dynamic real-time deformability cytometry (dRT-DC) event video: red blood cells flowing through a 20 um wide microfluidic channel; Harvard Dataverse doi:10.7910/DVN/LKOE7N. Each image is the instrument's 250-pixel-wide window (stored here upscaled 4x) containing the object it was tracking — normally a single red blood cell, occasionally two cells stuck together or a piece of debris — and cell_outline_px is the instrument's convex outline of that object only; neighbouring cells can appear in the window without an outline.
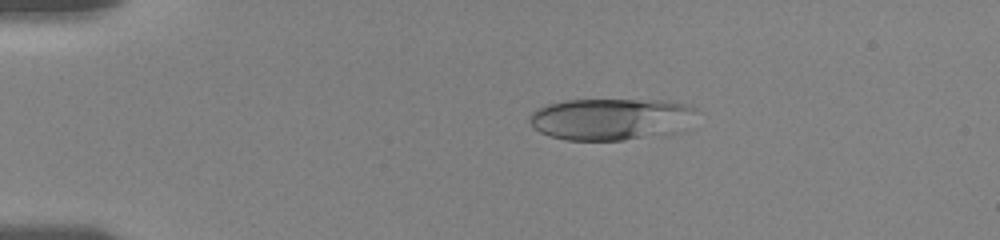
{"species": "human", "species_latin": "Homo sapiens", "temperature_condition": "room temperature", "stored_images_in_passage": 13, "camera_frame_rate_fps": 3000, "um_per_image_px": 0.085, "donor": {"sex": "female"}, "frame": {"image": 1, "passage_image": 6, "time_ms": 3.333, "image_size_px": [1000, 240], "cell_outline_px": [[696, 108], [640, 136], [624, 140], [564, 140], [548, 136], [532, 128], [528, 120], [528, 116], [536, 108], [548, 104], [564, 100], [660, 100], [688, 104]], "centroid_in_image_um": [51.35, 10.06], "position_along_channel_um": 33.7, "area_um2": 37.22}}
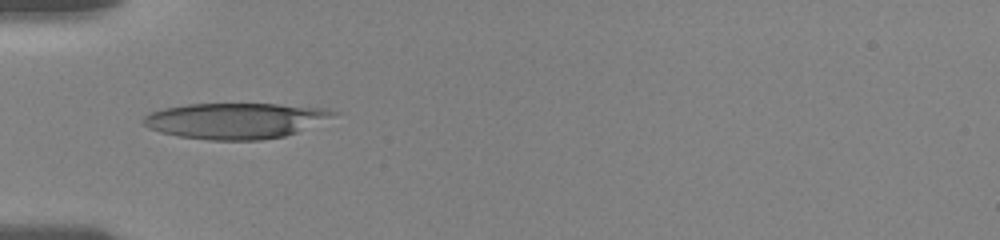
{"frame": {"image": 2, "passage_image": 10, "time_ms": 5.667, "image_size_px": [1000, 240], "cell_outline_px": [[340, 112], [332, 116], [296, 132], [284, 136], [260, 140], [208, 140], [176, 136], [160, 132], [148, 128], [140, 120], [144, 116], [152, 112], [164, 108], [188, 104], [276, 104], [328, 108]], "centroid_in_image_um": [19.95, 10.26], "position_along_channel_um": 65.0, "area_um2": 39.42}}
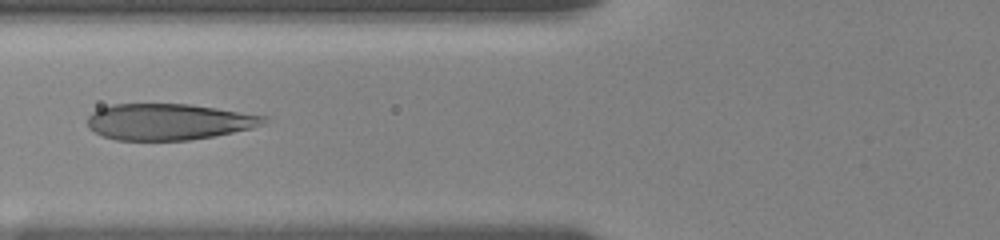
{"frame": {"image": 3, "passage_image": 12, "time_ms": 7.0, "image_size_px": [1000, 240], "cell_outline_px": [[268, 120], [264, 124], [252, 128], [212, 136], [188, 140], [116, 140], [100, 136], [88, 128], [88, 116], [92, 112], [100, 108], [112, 104], [188, 104], [216, 108], [268, 116]], "centroid_in_image_um": [14.31, 10.35], "position_along_channel_um": 111.5, "area_um2": 37.28}}